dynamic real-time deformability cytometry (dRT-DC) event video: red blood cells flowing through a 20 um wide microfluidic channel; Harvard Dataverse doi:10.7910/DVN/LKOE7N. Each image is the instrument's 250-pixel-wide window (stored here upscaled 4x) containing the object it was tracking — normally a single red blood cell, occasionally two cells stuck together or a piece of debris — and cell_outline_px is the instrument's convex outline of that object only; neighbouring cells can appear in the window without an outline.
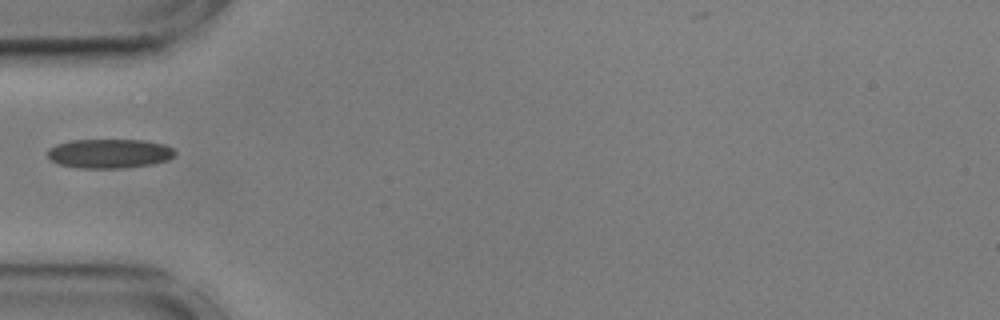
{"species": "common noctule bat (a hibernating species)", "species_latin": "Nyctalus noctula", "temperature_condition": "cold", "stored_images_in_passage": 7, "camera_frame_rate_fps": 3000, "um_per_image_px": 0.085, "animal": {"sex": "male", "body_mass_g": 17.9, "forearm_length_mm": 54.2}, "frame": {"image": 1, "passage_image": 1, "time_ms": 0.0, "image_size_px": [1000, 320], "cell_outline_px": [[176, 156], [168, 160], [152, 164], [120, 168], [80, 168], [60, 164], [52, 160], [48, 156], [48, 148], [56, 144], [72, 140], [144, 140], [164, 144], [172, 148], [176, 152]], "centroid_in_image_um": [9.33, 13.04], "position_along_channel_um": 75.7, "area_um2": 21.73}}